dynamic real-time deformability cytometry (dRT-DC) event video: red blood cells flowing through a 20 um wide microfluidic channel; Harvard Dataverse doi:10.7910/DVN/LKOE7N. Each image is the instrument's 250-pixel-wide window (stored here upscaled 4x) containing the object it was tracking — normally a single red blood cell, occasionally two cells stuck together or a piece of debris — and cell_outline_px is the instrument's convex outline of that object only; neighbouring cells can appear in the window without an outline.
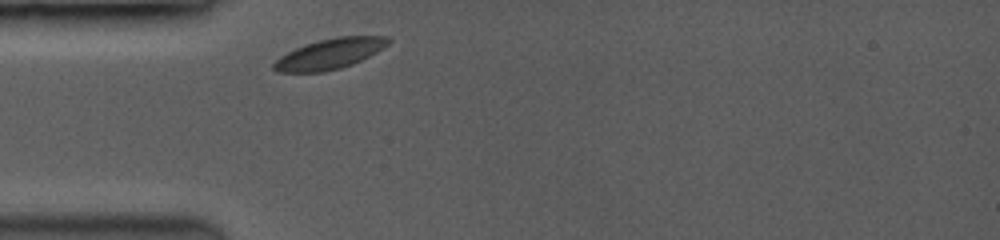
{"species": "common noctule bat (a hibernating species)", "species_latin": "Nyctalus noctula", "temperature_condition": "room temperature", "stored_images_in_passage": 32, "camera_frame_rate_fps": 3500, "um_per_image_px": 0.085, "animal": {"sex": "female", "body_mass_g": 19.0, "forearm_length_mm": 53.3}, "frame": {"image": 1, "passage_image": 1, "time_ms": 0.0, "image_size_px": [1000, 240], "cell_outline_px": [[392, 40], [388, 44], [376, 52], [352, 64], [340, 68], [324, 72], [280, 72], [272, 68], [272, 64], [280, 56], [304, 44], [336, 36], [392, 36]], "centroid_in_image_um": [28.04, 4.56], "position_along_channel_um": 57.0, "area_um2": 20.23}}
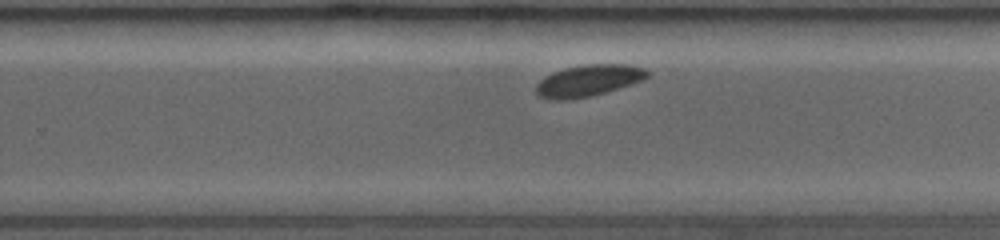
{"frame": {"image": 2, "passage_image": 22, "time_ms": 6.0, "image_size_px": [1000, 240], "cell_outline_px": [[648, 76], [640, 80], [604, 92], [588, 96], [560, 100], [540, 96], [536, 92], [536, 84], [544, 76], [564, 68], [584, 64], [632, 64], [644, 68], [648, 72]], "centroid_in_image_um": [49.99, 6.81], "position_along_channel_um": 279.8, "area_um2": 19.94}}
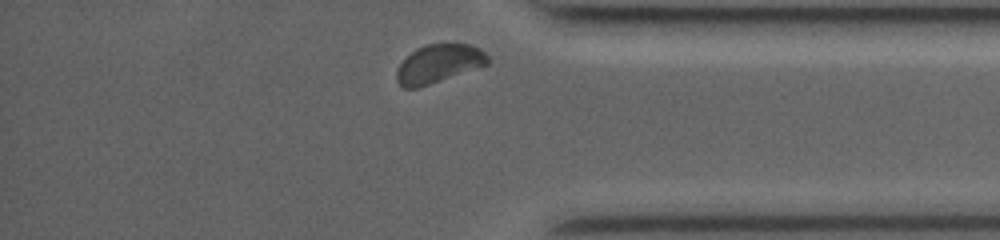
{"frame": {"image": 3, "passage_image": 32, "time_ms": 9.143, "image_size_px": [1000, 240], "cell_outline_px": [[488, 64], [420, 88], [404, 88], [396, 80], [396, 68], [416, 48], [428, 44], [468, 44], [484, 52], [488, 56]], "centroid_in_image_um": [37.25, 5.43], "position_along_channel_um": 397.9, "area_um2": 20.17}}